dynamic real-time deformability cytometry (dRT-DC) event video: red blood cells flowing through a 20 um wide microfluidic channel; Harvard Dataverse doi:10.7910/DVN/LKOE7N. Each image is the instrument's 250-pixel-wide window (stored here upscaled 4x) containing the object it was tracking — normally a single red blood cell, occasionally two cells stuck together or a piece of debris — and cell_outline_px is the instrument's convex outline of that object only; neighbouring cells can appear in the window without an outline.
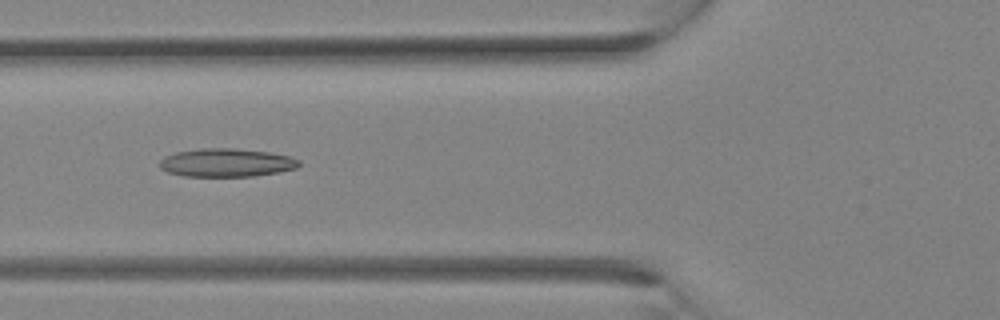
{"species": "Egyptian fruit bat (a non-hibernating species)", "species_latin": "Rousettus aegyptiacus", "temperature_condition": "room temperature", "stored_images_in_passage": 30, "camera_frame_rate_fps": 3000, "um_per_image_px": 0.085, "animal": {"sex": "female"}, "frame": {"image": 1, "passage_image": 11, "time_ms": 3.333, "image_size_px": [1000, 320], "cell_outline_px": [[300, 164], [296, 168], [280, 172], [252, 176], [184, 176], [168, 172], [160, 168], [160, 160], [164, 156], [176, 152], [200, 148], [232, 148], [268, 152], [288, 156], [300, 160]], "centroid_in_image_um": [19.23, 13.82], "position_along_channel_um": 106.6, "area_um2": 22.95}}
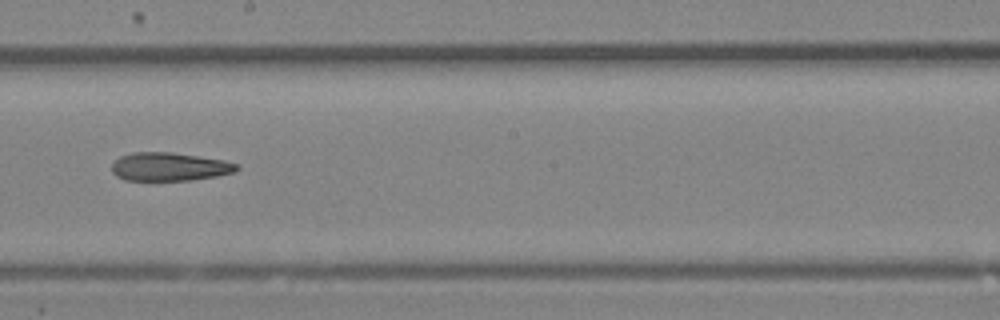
{"frame": {"image": 2, "passage_image": 17, "time_ms": 5.333, "image_size_px": [1000, 320], "cell_outline_px": [[240, 168], [236, 172], [216, 176], [192, 180], [124, 180], [116, 176], [112, 172], [112, 164], [120, 156], [132, 152], [172, 152], [224, 160], [236, 164]], "centroid_in_image_um": [14.4, 14.17], "position_along_channel_um": 233.8, "area_um2": 20.69}}
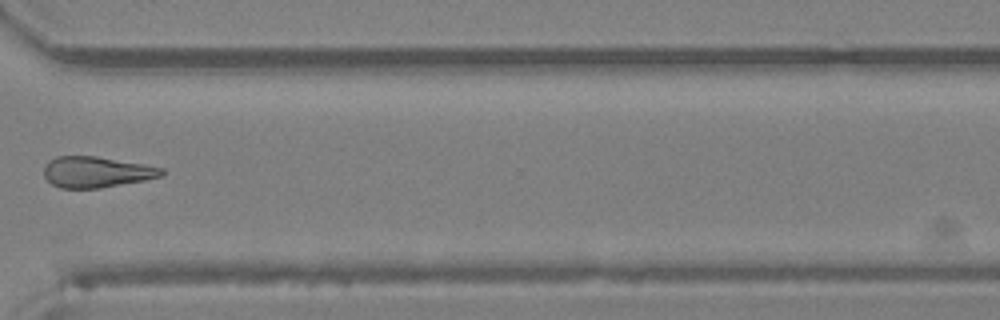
{"frame": {"image": 3, "passage_image": 23, "time_ms": 7.333, "image_size_px": [1000, 320], "cell_outline_px": [[164, 172], [160, 176], [144, 180], [100, 188], [60, 188], [52, 184], [44, 176], [44, 164], [48, 160], [56, 156], [96, 156], [144, 164], [164, 168]], "centroid_in_image_um": [8.16, 14.61], "position_along_channel_um": 362.4, "area_um2": 21.21}}